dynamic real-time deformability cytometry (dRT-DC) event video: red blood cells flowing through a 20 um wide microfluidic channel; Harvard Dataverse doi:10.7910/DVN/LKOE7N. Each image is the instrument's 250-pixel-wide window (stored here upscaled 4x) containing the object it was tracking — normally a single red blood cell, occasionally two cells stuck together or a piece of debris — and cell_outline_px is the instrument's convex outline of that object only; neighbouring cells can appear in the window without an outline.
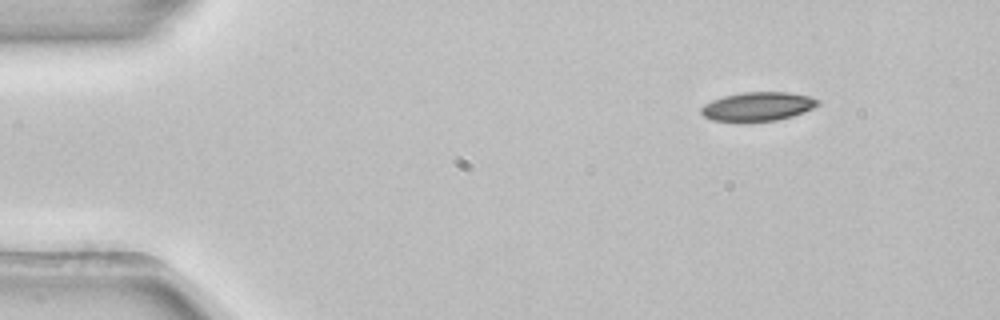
{"species": "common noctule bat (a hibernating species)", "species_latin": "Nyctalus noctula", "temperature_condition": "room temperature", "stored_images_in_passage": 47, "camera_frame_rate_fps": 3000, "um_per_image_px": 0.085, "animal": {"sex": "female", "body_mass_g": 22.7, "forearm_length_mm": 54.2}, "frame": {"image": 1, "passage_image": 1, "time_ms": 0.0, "image_size_px": [1000, 320], "cell_outline_px": [[820, 104], [804, 112], [792, 116], [776, 120], [712, 120], [704, 116], [700, 112], [700, 108], [704, 104], [712, 100], [724, 96], [744, 92], [788, 92], [808, 96], [820, 100]], "centroid_in_image_um": [64.43, 9.03], "position_along_channel_um": 20.6, "area_um2": 19.25}}
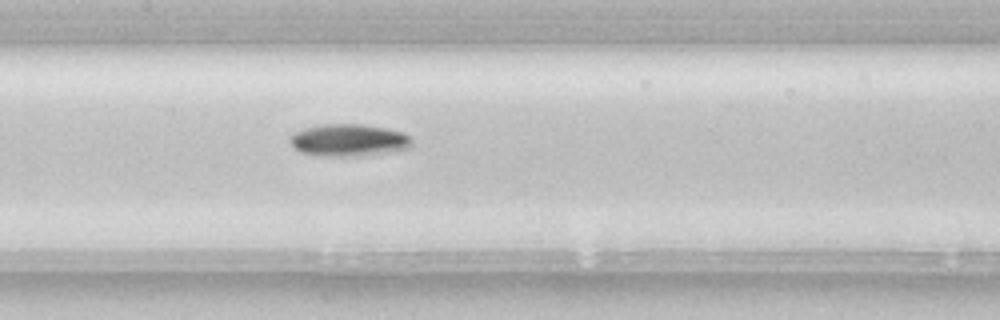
{"frame": {"image": 2, "passage_image": 20, "time_ms": 6.333, "image_size_px": [1000, 320], "cell_outline_px": [[412, 144], [408, 148], [368, 156], [320, 156], [300, 152], [288, 140], [288, 136], [292, 132], [304, 128], [324, 124], [364, 124], [404, 132], [412, 140]], "centroid_in_image_um": [29.61, 11.92], "position_along_channel_um": 177.8, "area_um2": 23.12}}
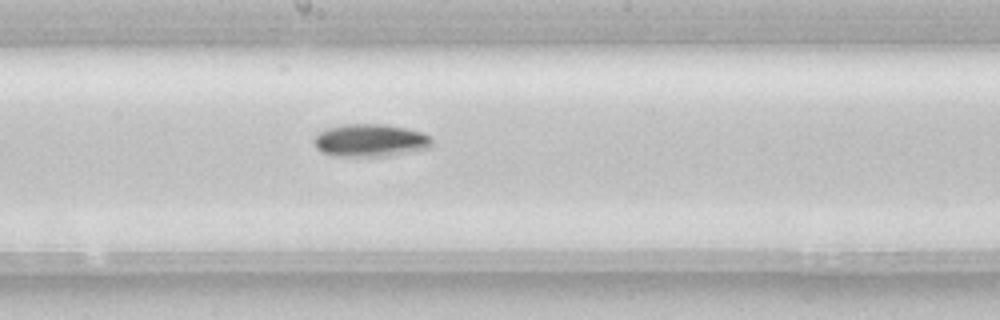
{"frame": {"image": 3, "passage_image": 23, "time_ms": 7.333, "image_size_px": [1000, 320], "cell_outline_px": [[432, 148], [388, 156], [336, 156], [320, 152], [316, 148], [312, 140], [320, 132], [328, 128], [344, 124], [384, 124], [404, 128], [420, 132], [428, 136], [432, 140]], "centroid_in_image_um": [31.46, 11.94], "position_along_channel_um": 216.7, "area_um2": 22.48}, "authors_computed_cell_mechanics": {"area_um2": 20.2878, "velocity_mm_per_s": 3.9039, "shape_relaxation_time_tau1_ms": 3.8144, "shape_relaxation_time_tau2_ms": null, "deformation_change_tau1": 0.097, "deformation_change_tau2": null}}